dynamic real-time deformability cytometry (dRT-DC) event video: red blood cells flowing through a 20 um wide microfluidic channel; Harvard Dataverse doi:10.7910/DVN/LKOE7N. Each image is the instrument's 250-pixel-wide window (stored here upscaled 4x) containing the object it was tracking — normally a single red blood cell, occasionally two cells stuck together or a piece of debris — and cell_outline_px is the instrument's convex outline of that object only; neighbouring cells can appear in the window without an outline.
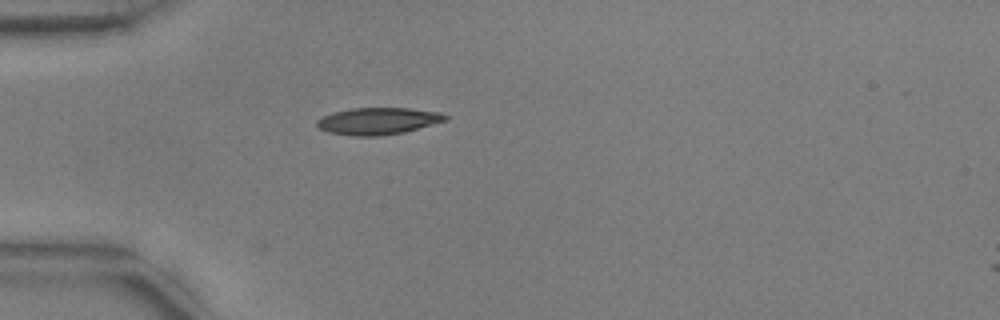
{"species": "common noctule bat (a hibernating species)", "species_latin": "Nyctalus noctula", "temperature_condition": "warm", "stored_images_in_passage": 2, "camera_frame_rate_fps": 3000, "um_per_image_px": 0.085, "animal": {"sex": "male", "body_mass_g": 17.9, "forearm_length_mm": 54.2}, "frame": {"image": 1, "passage_image": 1, "time_ms": 0.0, "image_size_px": [1000, 320], "cell_outline_px": [[448, 120], [404, 132], [380, 136], [356, 136], [328, 132], [320, 128], [316, 124], [316, 120], [332, 112], [352, 108], [408, 108], [440, 112], [448, 116]], "centroid_in_image_um": [32.14, 10.28], "position_along_channel_um": 52.9, "area_um2": 20.11}}